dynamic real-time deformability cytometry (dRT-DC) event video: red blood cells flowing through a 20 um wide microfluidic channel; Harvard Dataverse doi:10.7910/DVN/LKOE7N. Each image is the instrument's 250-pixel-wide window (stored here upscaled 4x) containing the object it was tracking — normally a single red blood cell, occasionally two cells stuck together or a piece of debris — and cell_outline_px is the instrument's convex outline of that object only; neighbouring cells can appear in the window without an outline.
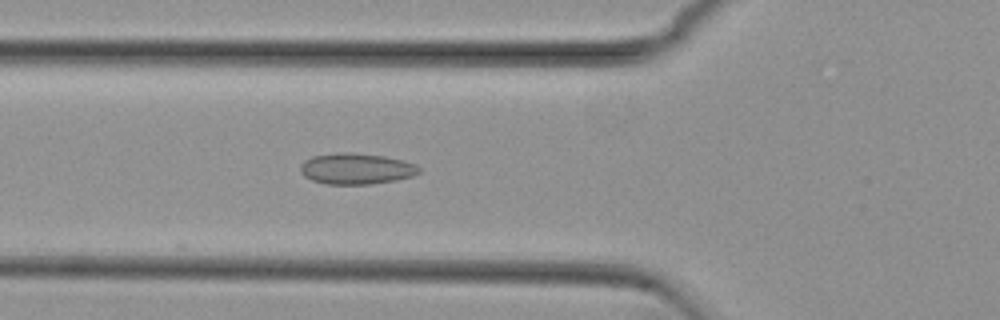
{"species": "common noctule bat (a hibernating species)", "species_latin": "Nyctalus noctula", "temperature_condition": "cold", "stored_images_in_passage": 49, "camera_frame_rate_fps": 3000, "um_per_image_px": 0.085, "animal": {"sex": "female", "body_mass_g": 29.2, "forearm_length_mm": 56.3}, "frame": {"image": 1, "passage_image": 19, "time_ms": 6.0, "image_size_px": [1000, 320], "cell_outline_px": [[420, 172], [412, 176], [396, 180], [372, 184], [328, 184], [312, 180], [304, 176], [300, 172], [300, 164], [304, 160], [312, 156], [336, 152], [352, 152], [384, 156], [416, 164], [420, 168]], "centroid_in_image_um": [30.25, 14.33], "position_along_channel_um": 95.5, "area_um2": 21.56}}
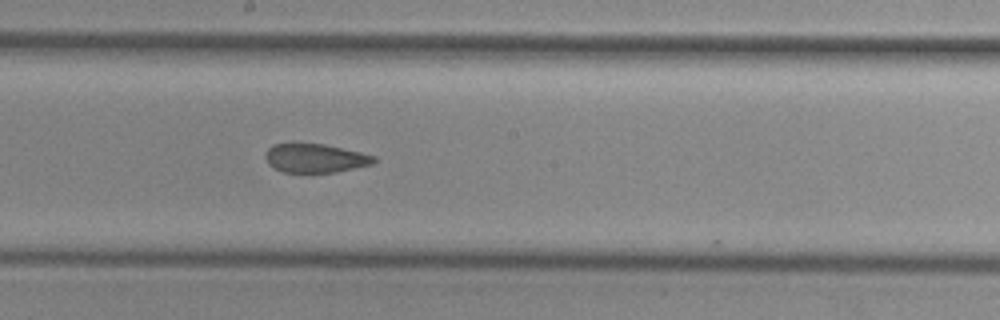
{"frame": {"image": 2, "passage_image": 29, "time_ms": 9.333, "image_size_px": [1000, 320], "cell_outline_px": [[376, 160], [372, 164], [336, 172], [284, 172], [272, 168], [268, 164], [264, 156], [264, 152], [272, 144], [292, 140], [324, 144], [360, 152], [376, 156]], "centroid_in_image_um": [26.69, 13.39], "position_along_channel_um": 221.5, "area_um2": 18.96}}
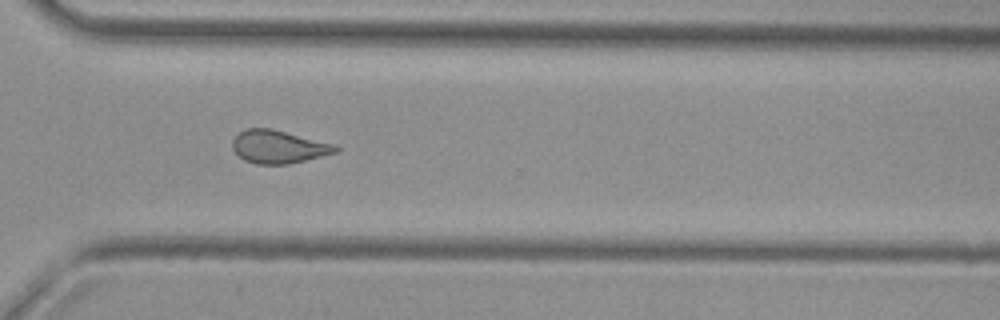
{"frame": {"image": 3, "passage_image": 39, "time_ms": 12.667, "image_size_px": [1000, 320], "cell_outline_px": [[340, 148], [336, 152], [288, 164], [256, 164], [244, 160], [232, 148], [232, 140], [244, 128], [272, 128], [336, 144]], "centroid_in_image_um": [23.67, 12.46], "position_along_channel_um": 346.9, "area_um2": 19.83}}